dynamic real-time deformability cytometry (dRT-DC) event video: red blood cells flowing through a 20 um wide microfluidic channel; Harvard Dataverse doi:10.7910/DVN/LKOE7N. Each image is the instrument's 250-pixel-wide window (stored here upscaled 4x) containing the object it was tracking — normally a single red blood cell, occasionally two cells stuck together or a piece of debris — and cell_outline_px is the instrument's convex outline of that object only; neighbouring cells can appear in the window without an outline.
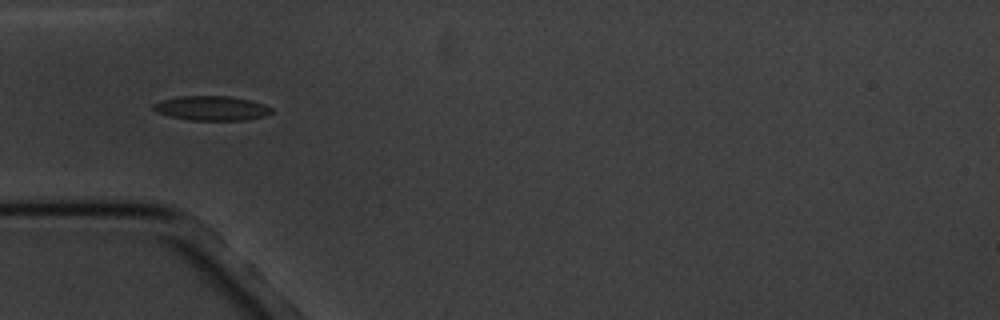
{"species": "common noctule bat (a hibernating species)", "species_latin": "Nyctalus noctula", "temperature_condition": "cold", "stored_images_in_passage": 6, "camera_frame_rate_fps": 3000, "um_per_image_px": 0.085, "animal": {"sex": "male", "body_mass_g": 20.1, "forearm_length_mm": 53.5}, "frame": {"image": 1, "passage_image": 5, "time_ms": 5.667, "image_size_px": [1000, 320], "cell_outline_px": [[272, 112], [264, 116], [244, 120], [192, 120], [172, 116], [156, 112], [152, 108], [152, 104], [160, 100], [180, 96], [228, 96], [252, 100], [264, 104], [272, 108]], "centroid_in_image_um": [17.98, 9.19], "position_along_channel_um": 67.0, "area_um2": 16.82}}
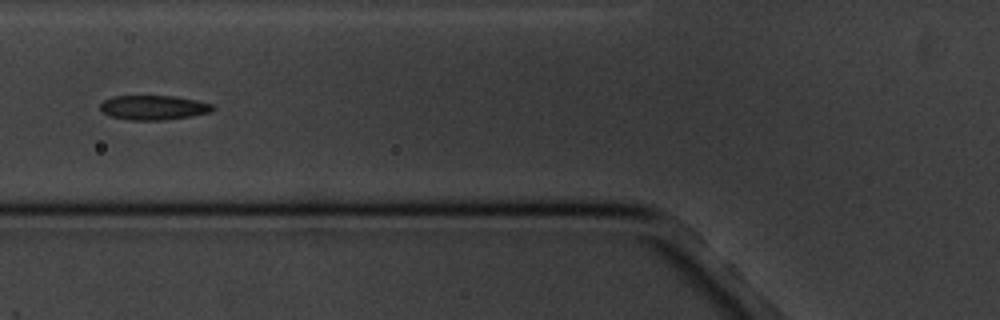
{"frame": {"image": 2, "passage_image": 6, "time_ms": 7.0, "image_size_px": [1000, 320], "cell_outline_px": [[216, 108], [212, 112], [164, 120], [128, 120], [108, 116], [100, 108], [100, 104], [104, 100], [112, 96], [176, 96], [196, 100], [212, 104]], "centroid_in_image_um": [13.04, 9.14], "position_along_channel_um": 112.8, "area_um2": 16.13}}